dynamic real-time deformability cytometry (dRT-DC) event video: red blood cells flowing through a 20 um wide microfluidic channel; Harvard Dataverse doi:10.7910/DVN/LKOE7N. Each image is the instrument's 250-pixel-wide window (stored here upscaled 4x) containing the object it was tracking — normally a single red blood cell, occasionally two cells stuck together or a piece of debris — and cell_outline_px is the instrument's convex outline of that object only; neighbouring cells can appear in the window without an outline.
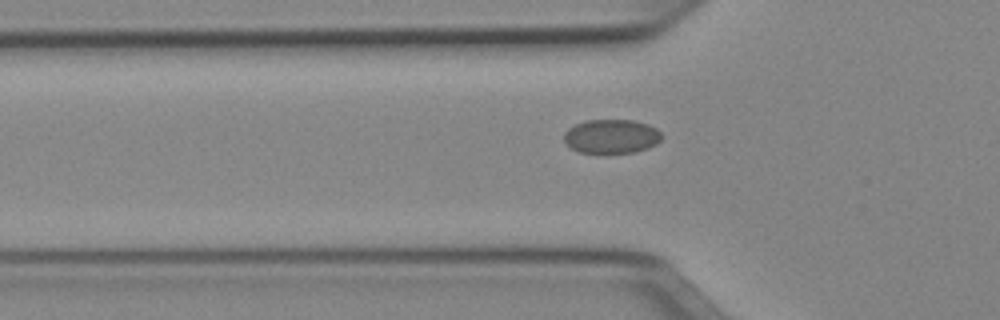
{"species": "Egyptian fruit bat (a non-hibernating species)", "species_latin": "Rousettus aegyptiacus", "temperature_condition": "cold", "stored_images_in_passage": 37, "camera_frame_rate_fps": 3000, "um_per_image_px": 0.085, "animal": {"sex": "female"}, "frame": {"image": 1, "passage_image": 7, "time_ms": 2.0, "image_size_px": [1000, 320], "cell_outline_px": [[660, 140], [656, 144], [648, 148], [632, 152], [580, 152], [564, 144], [564, 132], [568, 128], [584, 120], [632, 120], [648, 124], [656, 128], [660, 132]], "centroid_in_image_um": [51.94, 11.57], "position_along_channel_um": 73.9, "area_um2": 19.25}}
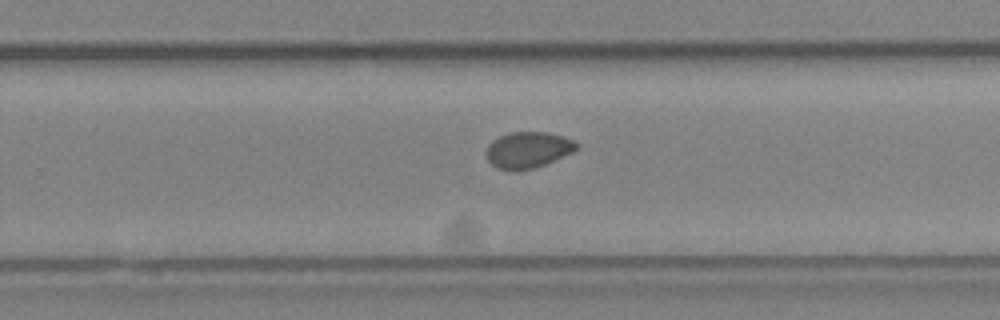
{"frame": {"image": 2, "passage_image": 23, "time_ms": 7.333, "image_size_px": [1000, 320], "cell_outline_px": [[580, 144], [572, 152], [536, 168], [496, 168], [488, 160], [488, 144], [492, 140], [500, 136], [512, 132], [548, 132], [564, 136]], "centroid_in_image_um": [44.91, 12.7], "position_along_channel_um": 284.9, "area_um2": 18.5}}
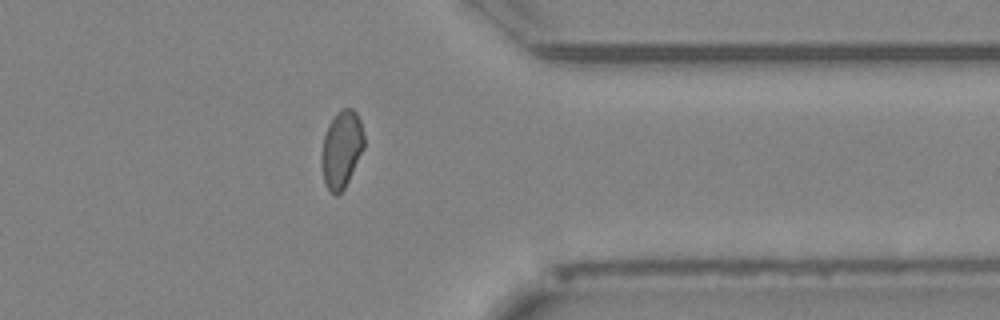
{"frame": {"image": 3, "passage_image": 31, "time_ms": 10.0, "image_size_px": [1000, 320], "cell_outline_px": [[364, 148], [344, 188], [336, 196], [324, 184], [320, 160], [324, 136], [328, 124], [336, 112], [344, 108], [352, 108], [356, 112], [360, 120], [364, 136]], "centroid_in_image_um": [29.01, 12.66], "position_along_channel_um": 382.4, "area_um2": 19.13}}